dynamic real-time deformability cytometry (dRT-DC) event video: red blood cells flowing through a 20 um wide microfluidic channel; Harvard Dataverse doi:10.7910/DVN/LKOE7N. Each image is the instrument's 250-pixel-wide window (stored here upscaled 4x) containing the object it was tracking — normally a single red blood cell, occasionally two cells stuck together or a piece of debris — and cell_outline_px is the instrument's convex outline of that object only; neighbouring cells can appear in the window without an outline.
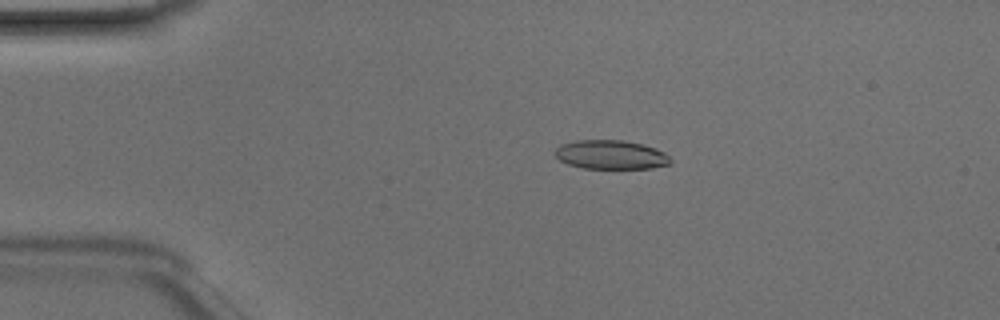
{"species": "Egyptian fruit bat (a non-hibernating species)", "species_latin": "Rousettus aegyptiacus", "temperature_condition": "room temperature", "stored_images_in_passage": 49, "camera_frame_rate_fps": 3000, "um_per_image_px": 0.085, "animal": {"sex": "male"}, "frame": {"image": 1, "passage_image": 10, "time_ms": 3.0, "image_size_px": [1000, 320], "cell_outline_px": [[672, 164], [652, 168], [584, 168], [568, 164], [560, 160], [552, 152], [560, 144], [576, 140], [624, 140], [644, 144], [656, 148], [664, 152], [672, 160]], "centroid_in_image_um": [51.93, 13.14], "position_along_channel_um": 33.1, "area_um2": 19.71}}
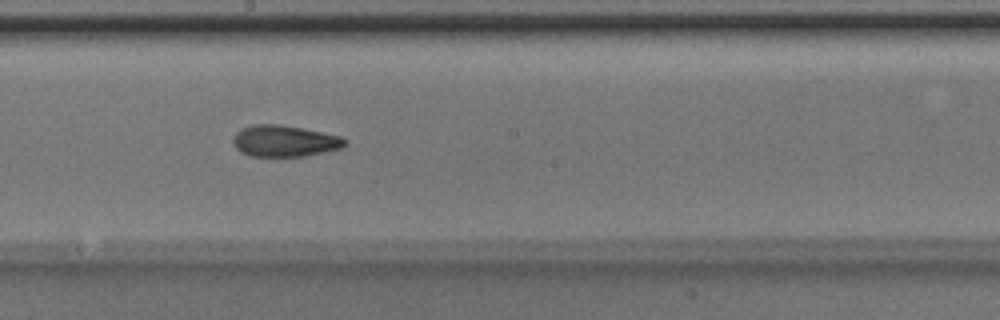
{"frame": {"image": 2, "passage_image": 27, "time_ms": 8.667, "image_size_px": [1000, 320], "cell_outline_px": [[348, 144], [344, 148], [304, 156], [252, 156], [240, 152], [236, 148], [232, 140], [232, 136], [240, 128], [252, 124], [276, 124], [300, 128], [340, 136], [348, 140]], "centroid_in_image_um": [24.17, 11.98], "position_along_channel_um": 224.0, "area_um2": 20.58}}
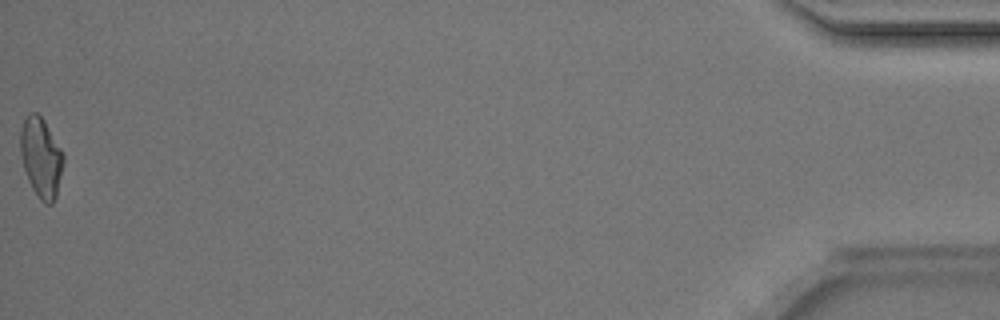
{"frame": {"image": 3, "passage_image": 49, "time_ms": 16.0, "image_size_px": [1000, 320], "cell_outline_px": [[64, 164], [56, 196], [52, 204], [44, 204], [40, 200], [32, 188], [28, 180], [24, 168], [20, 152], [20, 128], [28, 112], [36, 112], [44, 120], [60, 148], [64, 156]], "centroid_in_image_um": [3.48, 13.39], "position_along_channel_um": 431.7, "area_um2": 20.0}, "authors_computed_cell_mechanics": {"area_um2": 20.1144, "velocity_mm_per_s": 4.1796, "shape_relaxation_time_tau1_ms": 2.9206, "shape_relaxation_time_tau2_ms": 2.3928, "deformation_change_tau1": 0.1521, "deformation_change_tau2": 0.1031}}